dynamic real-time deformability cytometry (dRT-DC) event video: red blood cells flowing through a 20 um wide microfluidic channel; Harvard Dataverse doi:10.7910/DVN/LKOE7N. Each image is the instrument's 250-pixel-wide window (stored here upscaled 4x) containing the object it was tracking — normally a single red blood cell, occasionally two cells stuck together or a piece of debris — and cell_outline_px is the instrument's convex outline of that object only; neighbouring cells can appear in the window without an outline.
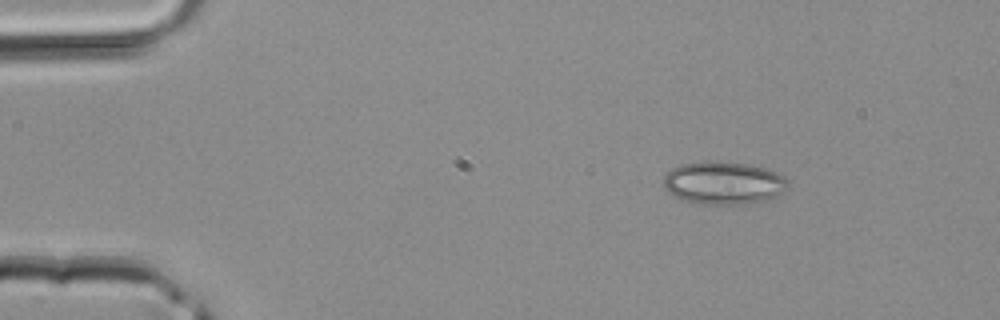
{"species": "common noctule bat (a hibernating species)", "species_latin": "Nyctalus noctula", "temperature_condition": "room temperature", "stored_images_in_passage": 36, "camera_frame_rate_fps": 3000, "um_per_image_px": 0.085, "animal": {"sex": "male", "body_mass_g": 20.4}, "frame": {"image": 1, "passage_image": 1, "time_ms": 0.0, "image_size_px": [1000, 320], "cell_outline_px": [[788, 188], [784, 192], [768, 200], [748, 204], [696, 204], [684, 200], [668, 192], [664, 188], [664, 176], [672, 168], [680, 164], [704, 160], [712, 160], [748, 164], [764, 168], [776, 172], [784, 176], [788, 180]], "centroid_in_image_um": [61.51, 15.54], "position_along_channel_um": 23.5, "area_um2": 31.5}}
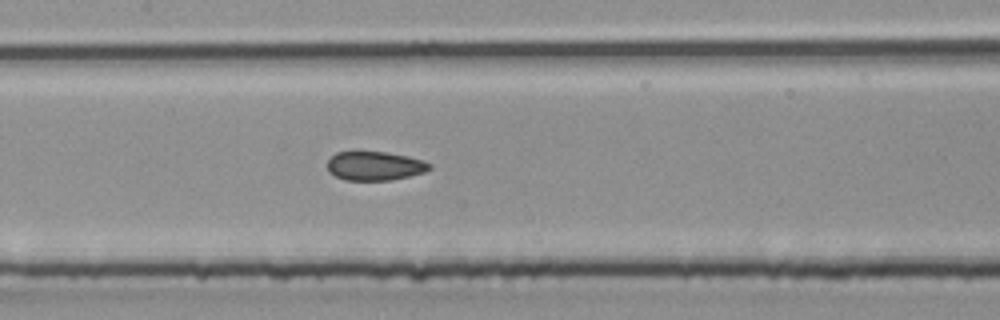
{"frame": {"image": 2, "passage_image": 15, "time_ms": 4.667, "image_size_px": [1000, 320], "cell_outline_px": [[432, 168], [424, 172], [392, 180], [344, 180], [328, 172], [328, 160], [336, 152], [356, 148], [388, 152], [408, 156], [424, 160], [432, 164]], "centroid_in_image_um": [31.83, 14.05], "position_along_channel_um": 175.6, "area_um2": 18.03}}
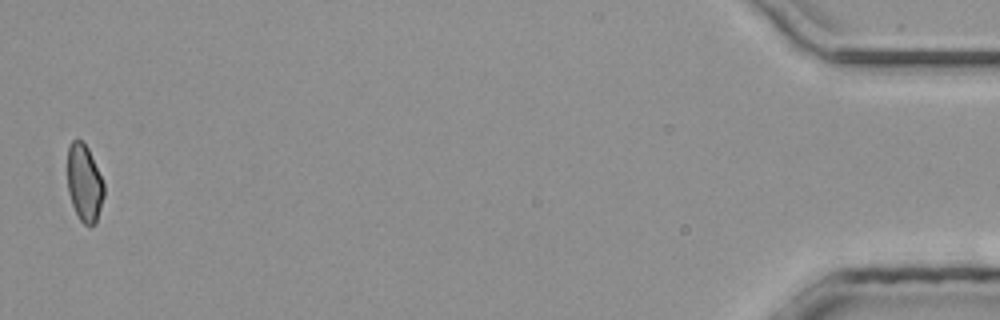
{"frame": {"image": 3, "passage_image": 36, "time_ms": 11.667, "image_size_px": [1000, 320], "cell_outline_px": [[104, 196], [96, 224], [88, 228], [80, 220], [72, 204], [68, 192], [68, 148], [72, 140], [84, 140], [88, 148], [104, 184]], "centroid_in_image_um": [7.18, 15.59], "position_along_channel_um": 428.0, "area_um2": 16.47}}